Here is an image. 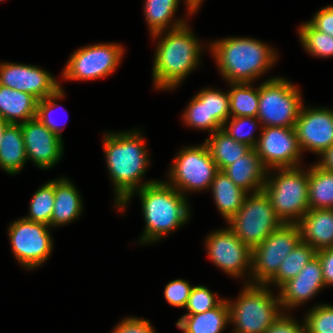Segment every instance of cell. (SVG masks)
Returning a JSON list of instances; mask_svg holds the SVG:
<instances>
[{
    "mask_svg": "<svg viewBox=\"0 0 333 333\" xmlns=\"http://www.w3.org/2000/svg\"><path fill=\"white\" fill-rule=\"evenodd\" d=\"M305 333H333V305H316L305 316Z\"/></svg>",
    "mask_w": 333,
    "mask_h": 333,
    "instance_id": "cell-35",
    "label": "cell"
},
{
    "mask_svg": "<svg viewBox=\"0 0 333 333\" xmlns=\"http://www.w3.org/2000/svg\"><path fill=\"white\" fill-rule=\"evenodd\" d=\"M0 85L30 93L42 100L61 88L47 71L33 65L0 63Z\"/></svg>",
    "mask_w": 333,
    "mask_h": 333,
    "instance_id": "cell-16",
    "label": "cell"
},
{
    "mask_svg": "<svg viewBox=\"0 0 333 333\" xmlns=\"http://www.w3.org/2000/svg\"><path fill=\"white\" fill-rule=\"evenodd\" d=\"M182 118L184 123L196 129L208 130L210 134L222 129L215 119H208L207 88L197 93L186 107Z\"/></svg>",
    "mask_w": 333,
    "mask_h": 333,
    "instance_id": "cell-31",
    "label": "cell"
},
{
    "mask_svg": "<svg viewBox=\"0 0 333 333\" xmlns=\"http://www.w3.org/2000/svg\"><path fill=\"white\" fill-rule=\"evenodd\" d=\"M278 175H266L263 191L269 197L277 217L284 224H297L309 210V170L301 167L274 168ZM275 177V178H274Z\"/></svg>",
    "mask_w": 333,
    "mask_h": 333,
    "instance_id": "cell-6",
    "label": "cell"
},
{
    "mask_svg": "<svg viewBox=\"0 0 333 333\" xmlns=\"http://www.w3.org/2000/svg\"><path fill=\"white\" fill-rule=\"evenodd\" d=\"M322 266L317 256L313 257L299 272V274L284 283L279 290V301L282 309L295 308L325 287Z\"/></svg>",
    "mask_w": 333,
    "mask_h": 333,
    "instance_id": "cell-18",
    "label": "cell"
},
{
    "mask_svg": "<svg viewBox=\"0 0 333 333\" xmlns=\"http://www.w3.org/2000/svg\"><path fill=\"white\" fill-rule=\"evenodd\" d=\"M160 35L161 32L152 35L160 39L154 56L153 81L155 89L171 90L197 68L202 46L187 23Z\"/></svg>",
    "mask_w": 333,
    "mask_h": 333,
    "instance_id": "cell-3",
    "label": "cell"
},
{
    "mask_svg": "<svg viewBox=\"0 0 333 333\" xmlns=\"http://www.w3.org/2000/svg\"><path fill=\"white\" fill-rule=\"evenodd\" d=\"M319 258L325 285H333V247L316 252Z\"/></svg>",
    "mask_w": 333,
    "mask_h": 333,
    "instance_id": "cell-43",
    "label": "cell"
},
{
    "mask_svg": "<svg viewBox=\"0 0 333 333\" xmlns=\"http://www.w3.org/2000/svg\"><path fill=\"white\" fill-rule=\"evenodd\" d=\"M208 119H215L221 126L230 117L229 93L207 88Z\"/></svg>",
    "mask_w": 333,
    "mask_h": 333,
    "instance_id": "cell-37",
    "label": "cell"
},
{
    "mask_svg": "<svg viewBox=\"0 0 333 333\" xmlns=\"http://www.w3.org/2000/svg\"><path fill=\"white\" fill-rule=\"evenodd\" d=\"M321 162L317 164L328 171L333 172V144L326 149L321 155Z\"/></svg>",
    "mask_w": 333,
    "mask_h": 333,
    "instance_id": "cell-44",
    "label": "cell"
},
{
    "mask_svg": "<svg viewBox=\"0 0 333 333\" xmlns=\"http://www.w3.org/2000/svg\"><path fill=\"white\" fill-rule=\"evenodd\" d=\"M245 284L235 302L227 300L229 322L235 326L231 333H265L283 314L279 296H273L266 284Z\"/></svg>",
    "mask_w": 333,
    "mask_h": 333,
    "instance_id": "cell-5",
    "label": "cell"
},
{
    "mask_svg": "<svg viewBox=\"0 0 333 333\" xmlns=\"http://www.w3.org/2000/svg\"><path fill=\"white\" fill-rule=\"evenodd\" d=\"M316 256V251L307 243L300 241L281 262L277 273L266 283H275L277 288L296 277L301 269Z\"/></svg>",
    "mask_w": 333,
    "mask_h": 333,
    "instance_id": "cell-29",
    "label": "cell"
},
{
    "mask_svg": "<svg viewBox=\"0 0 333 333\" xmlns=\"http://www.w3.org/2000/svg\"><path fill=\"white\" fill-rule=\"evenodd\" d=\"M64 97V91L61 87L59 90H57L55 93L49 95L48 97L38 100L37 104V114L36 118L44 125L46 126L50 131L57 134L59 137H61V131L58 123H56V120L51 117L52 111H54L55 108H57L58 104H56L57 99H61Z\"/></svg>",
    "mask_w": 333,
    "mask_h": 333,
    "instance_id": "cell-38",
    "label": "cell"
},
{
    "mask_svg": "<svg viewBox=\"0 0 333 333\" xmlns=\"http://www.w3.org/2000/svg\"><path fill=\"white\" fill-rule=\"evenodd\" d=\"M308 22L316 30L333 37V5L320 9Z\"/></svg>",
    "mask_w": 333,
    "mask_h": 333,
    "instance_id": "cell-42",
    "label": "cell"
},
{
    "mask_svg": "<svg viewBox=\"0 0 333 333\" xmlns=\"http://www.w3.org/2000/svg\"><path fill=\"white\" fill-rule=\"evenodd\" d=\"M294 128L301 151L321 155L333 144V109H306L303 104Z\"/></svg>",
    "mask_w": 333,
    "mask_h": 333,
    "instance_id": "cell-15",
    "label": "cell"
},
{
    "mask_svg": "<svg viewBox=\"0 0 333 333\" xmlns=\"http://www.w3.org/2000/svg\"><path fill=\"white\" fill-rule=\"evenodd\" d=\"M299 38L305 51L315 57H333V37L316 30L309 22L299 27Z\"/></svg>",
    "mask_w": 333,
    "mask_h": 333,
    "instance_id": "cell-33",
    "label": "cell"
},
{
    "mask_svg": "<svg viewBox=\"0 0 333 333\" xmlns=\"http://www.w3.org/2000/svg\"><path fill=\"white\" fill-rule=\"evenodd\" d=\"M217 293H212L204 285L193 286L186 305L187 314H199L217 307L224 299H218Z\"/></svg>",
    "mask_w": 333,
    "mask_h": 333,
    "instance_id": "cell-36",
    "label": "cell"
},
{
    "mask_svg": "<svg viewBox=\"0 0 333 333\" xmlns=\"http://www.w3.org/2000/svg\"><path fill=\"white\" fill-rule=\"evenodd\" d=\"M103 139L106 164L116 194L114 204L118 207L132 192L157 180L141 183L149 165L141 132H111Z\"/></svg>",
    "mask_w": 333,
    "mask_h": 333,
    "instance_id": "cell-1",
    "label": "cell"
},
{
    "mask_svg": "<svg viewBox=\"0 0 333 333\" xmlns=\"http://www.w3.org/2000/svg\"><path fill=\"white\" fill-rule=\"evenodd\" d=\"M192 286L183 279L170 281L165 289L164 296L167 302L175 307H186Z\"/></svg>",
    "mask_w": 333,
    "mask_h": 333,
    "instance_id": "cell-39",
    "label": "cell"
},
{
    "mask_svg": "<svg viewBox=\"0 0 333 333\" xmlns=\"http://www.w3.org/2000/svg\"><path fill=\"white\" fill-rule=\"evenodd\" d=\"M301 241L297 224H282L264 242L252 249V282L266 284L278 271L284 258Z\"/></svg>",
    "mask_w": 333,
    "mask_h": 333,
    "instance_id": "cell-10",
    "label": "cell"
},
{
    "mask_svg": "<svg viewBox=\"0 0 333 333\" xmlns=\"http://www.w3.org/2000/svg\"><path fill=\"white\" fill-rule=\"evenodd\" d=\"M9 125L2 117H0V143L4 134L6 127Z\"/></svg>",
    "mask_w": 333,
    "mask_h": 333,
    "instance_id": "cell-46",
    "label": "cell"
},
{
    "mask_svg": "<svg viewBox=\"0 0 333 333\" xmlns=\"http://www.w3.org/2000/svg\"><path fill=\"white\" fill-rule=\"evenodd\" d=\"M205 144L219 171H222L252 149L249 145L236 141L222 129L210 134V138H206Z\"/></svg>",
    "mask_w": 333,
    "mask_h": 333,
    "instance_id": "cell-26",
    "label": "cell"
},
{
    "mask_svg": "<svg viewBox=\"0 0 333 333\" xmlns=\"http://www.w3.org/2000/svg\"><path fill=\"white\" fill-rule=\"evenodd\" d=\"M222 172L247 193L262 191L267 175V169L262 165L255 148L224 168Z\"/></svg>",
    "mask_w": 333,
    "mask_h": 333,
    "instance_id": "cell-20",
    "label": "cell"
},
{
    "mask_svg": "<svg viewBox=\"0 0 333 333\" xmlns=\"http://www.w3.org/2000/svg\"><path fill=\"white\" fill-rule=\"evenodd\" d=\"M230 117H257L259 106V87L253 88L251 83H229Z\"/></svg>",
    "mask_w": 333,
    "mask_h": 333,
    "instance_id": "cell-30",
    "label": "cell"
},
{
    "mask_svg": "<svg viewBox=\"0 0 333 333\" xmlns=\"http://www.w3.org/2000/svg\"><path fill=\"white\" fill-rule=\"evenodd\" d=\"M265 333H305V323L299 324L288 314H282Z\"/></svg>",
    "mask_w": 333,
    "mask_h": 333,
    "instance_id": "cell-41",
    "label": "cell"
},
{
    "mask_svg": "<svg viewBox=\"0 0 333 333\" xmlns=\"http://www.w3.org/2000/svg\"><path fill=\"white\" fill-rule=\"evenodd\" d=\"M229 321V307L227 299H224L211 310L199 314H184L176 326L183 333H222Z\"/></svg>",
    "mask_w": 333,
    "mask_h": 333,
    "instance_id": "cell-23",
    "label": "cell"
},
{
    "mask_svg": "<svg viewBox=\"0 0 333 333\" xmlns=\"http://www.w3.org/2000/svg\"><path fill=\"white\" fill-rule=\"evenodd\" d=\"M255 147L262 165L274 168L299 167L302 151L294 127H261Z\"/></svg>",
    "mask_w": 333,
    "mask_h": 333,
    "instance_id": "cell-13",
    "label": "cell"
},
{
    "mask_svg": "<svg viewBox=\"0 0 333 333\" xmlns=\"http://www.w3.org/2000/svg\"><path fill=\"white\" fill-rule=\"evenodd\" d=\"M111 333H155L150 321L137 317H127Z\"/></svg>",
    "mask_w": 333,
    "mask_h": 333,
    "instance_id": "cell-40",
    "label": "cell"
},
{
    "mask_svg": "<svg viewBox=\"0 0 333 333\" xmlns=\"http://www.w3.org/2000/svg\"><path fill=\"white\" fill-rule=\"evenodd\" d=\"M297 225L301 241L316 252L333 247V209H309Z\"/></svg>",
    "mask_w": 333,
    "mask_h": 333,
    "instance_id": "cell-19",
    "label": "cell"
},
{
    "mask_svg": "<svg viewBox=\"0 0 333 333\" xmlns=\"http://www.w3.org/2000/svg\"><path fill=\"white\" fill-rule=\"evenodd\" d=\"M248 196L239 211L228 221V228L253 249L283 223L263 190Z\"/></svg>",
    "mask_w": 333,
    "mask_h": 333,
    "instance_id": "cell-8",
    "label": "cell"
},
{
    "mask_svg": "<svg viewBox=\"0 0 333 333\" xmlns=\"http://www.w3.org/2000/svg\"><path fill=\"white\" fill-rule=\"evenodd\" d=\"M124 48L120 44L97 43L84 46L71 54L64 70L67 80H96L112 74L122 60Z\"/></svg>",
    "mask_w": 333,
    "mask_h": 333,
    "instance_id": "cell-11",
    "label": "cell"
},
{
    "mask_svg": "<svg viewBox=\"0 0 333 333\" xmlns=\"http://www.w3.org/2000/svg\"><path fill=\"white\" fill-rule=\"evenodd\" d=\"M27 162L26 148L20 124H9L0 143V167L6 173L18 174Z\"/></svg>",
    "mask_w": 333,
    "mask_h": 333,
    "instance_id": "cell-24",
    "label": "cell"
},
{
    "mask_svg": "<svg viewBox=\"0 0 333 333\" xmlns=\"http://www.w3.org/2000/svg\"><path fill=\"white\" fill-rule=\"evenodd\" d=\"M309 209H333V172L317 163L309 168Z\"/></svg>",
    "mask_w": 333,
    "mask_h": 333,
    "instance_id": "cell-28",
    "label": "cell"
},
{
    "mask_svg": "<svg viewBox=\"0 0 333 333\" xmlns=\"http://www.w3.org/2000/svg\"><path fill=\"white\" fill-rule=\"evenodd\" d=\"M206 249L212 262L232 277H242L252 268V249L229 228L212 232L206 239Z\"/></svg>",
    "mask_w": 333,
    "mask_h": 333,
    "instance_id": "cell-14",
    "label": "cell"
},
{
    "mask_svg": "<svg viewBox=\"0 0 333 333\" xmlns=\"http://www.w3.org/2000/svg\"><path fill=\"white\" fill-rule=\"evenodd\" d=\"M27 160L41 169L56 165L63 154V140L44 126L36 117L20 124Z\"/></svg>",
    "mask_w": 333,
    "mask_h": 333,
    "instance_id": "cell-17",
    "label": "cell"
},
{
    "mask_svg": "<svg viewBox=\"0 0 333 333\" xmlns=\"http://www.w3.org/2000/svg\"><path fill=\"white\" fill-rule=\"evenodd\" d=\"M229 119H231L229 121ZM229 126H227L228 124ZM261 123L257 117L243 116V117H229L226 123L222 125V130L238 142L245 143L252 148H255L258 139L252 134L257 125ZM250 125L248 131L244 130V126ZM244 130V131H243Z\"/></svg>",
    "mask_w": 333,
    "mask_h": 333,
    "instance_id": "cell-34",
    "label": "cell"
},
{
    "mask_svg": "<svg viewBox=\"0 0 333 333\" xmlns=\"http://www.w3.org/2000/svg\"><path fill=\"white\" fill-rule=\"evenodd\" d=\"M253 38L228 37L210 43L221 75L229 83H252L277 60L273 48Z\"/></svg>",
    "mask_w": 333,
    "mask_h": 333,
    "instance_id": "cell-4",
    "label": "cell"
},
{
    "mask_svg": "<svg viewBox=\"0 0 333 333\" xmlns=\"http://www.w3.org/2000/svg\"><path fill=\"white\" fill-rule=\"evenodd\" d=\"M50 226L24 219L15 220L8 229L11 248L18 262L27 269L43 264L53 249Z\"/></svg>",
    "mask_w": 333,
    "mask_h": 333,
    "instance_id": "cell-12",
    "label": "cell"
},
{
    "mask_svg": "<svg viewBox=\"0 0 333 333\" xmlns=\"http://www.w3.org/2000/svg\"><path fill=\"white\" fill-rule=\"evenodd\" d=\"M179 3L180 0H145L144 14L151 36L159 32L165 34L169 26L172 30L186 24L183 19L172 22Z\"/></svg>",
    "mask_w": 333,
    "mask_h": 333,
    "instance_id": "cell-27",
    "label": "cell"
},
{
    "mask_svg": "<svg viewBox=\"0 0 333 333\" xmlns=\"http://www.w3.org/2000/svg\"><path fill=\"white\" fill-rule=\"evenodd\" d=\"M210 189L219 212L227 222L239 211L248 194L222 171L215 174Z\"/></svg>",
    "mask_w": 333,
    "mask_h": 333,
    "instance_id": "cell-25",
    "label": "cell"
},
{
    "mask_svg": "<svg viewBox=\"0 0 333 333\" xmlns=\"http://www.w3.org/2000/svg\"><path fill=\"white\" fill-rule=\"evenodd\" d=\"M137 191L142 204L145 230L139 243L158 241L190 218L186 195L166 181H155L132 192L117 209L123 210Z\"/></svg>",
    "mask_w": 333,
    "mask_h": 333,
    "instance_id": "cell-2",
    "label": "cell"
},
{
    "mask_svg": "<svg viewBox=\"0 0 333 333\" xmlns=\"http://www.w3.org/2000/svg\"><path fill=\"white\" fill-rule=\"evenodd\" d=\"M38 99L30 93L0 85V117L21 124L36 117Z\"/></svg>",
    "mask_w": 333,
    "mask_h": 333,
    "instance_id": "cell-21",
    "label": "cell"
},
{
    "mask_svg": "<svg viewBox=\"0 0 333 333\" xmlns=\"http://www.w3.org/2000/svg\"><path fill=\"white\" fill-rule=\"evenodd\" d=\"M54 201V180H52L42 185L34 193L29 207V214L23 218L36 223H43L51 227Z\"/></svg>",
    "mask_w": 333,
    "mask_h": 333,
    "instance_id": "cell-32",
    "label": "cell"
},
{
    "mask_svg": "<svg viewBox=\"0 0 333 333\" xmlns=\"http://www.w3.org/2000/svg\"><path fill=\"white\" fill-rule=\"evenodd\" d=\"M302 101L294 84L284 78H270L259 85L257 118L262 127H295Z\"/></svg>",
    "mask_w": 333,
    "mask_h": 333,
    "instance_id": "cell-7",
    "label": "cell"
},
{
    "mask_svg": "<svg viewBox=\"0 0 333 333\" xmlns=\"http://www.w3.org/2000/svg\"><path fill=\"white\" fill-rule=\"evenodd\" d=\"M54 209L51 217V227L70 223L82 212L80 194L67 178L54 180Z\"/></svg>",
    "mask_w": 333,
    "mask_h": 333,
    "instance_id": "cell-22",
    "label": "cell"
},
{
    "mask_svg": "<svg viewBox=\"0 0 333 333\" xmlns=\"http://www.w3.org/2000/svg\"><path fill=\"white\" fill-rule=\"evenodd\" d=\"M203 0H185V4L187 5V10L189 11L188 13L194 14L200 7V4H202Z\"/></svg>",
    "mask_w": 333,
    "mask_h": 333,
    "instance_id": "cell-45",
    "label": "cell"
},
{
    "mask_svg": "<svg viewBox=\"0 0 333 333\" xmlns=\"http://www.w3.org/2000/svg\"><path fill=\"white\" fill-rule=\"evenodd\" d=\"M218 171L205 143L186 147L174 158L168 184L183 195L186 191L209 189Z\"/></svg>",
    "mask_w": 333,
    "mask_h": 333,
    "instance_id": "cell-9",
    "label": "cell"
}]
</instances>
